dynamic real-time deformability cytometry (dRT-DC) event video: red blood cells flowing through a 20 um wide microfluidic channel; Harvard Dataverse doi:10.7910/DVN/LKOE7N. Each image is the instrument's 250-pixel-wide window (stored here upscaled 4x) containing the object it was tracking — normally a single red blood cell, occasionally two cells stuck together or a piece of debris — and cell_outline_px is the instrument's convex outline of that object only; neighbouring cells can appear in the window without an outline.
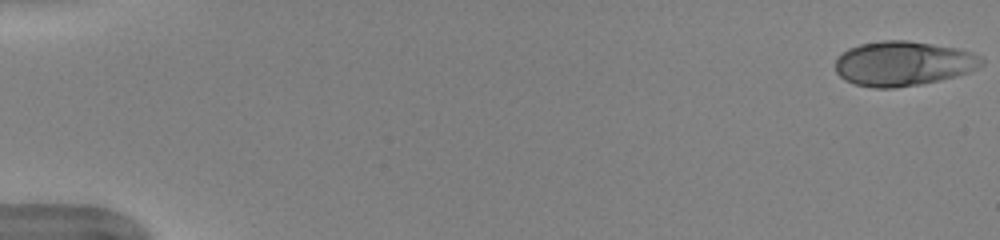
{"species": "human", "species_latin": "Homo sapiens", "temperature_condition": "warm", "stored_images_in_passage": 51, "camera_frame_rate_fps": 3000, "um_per_image_px": 0.085, "donor": {"sex": "female"}, "frame": {"image": 1, "passage_image": 1, "time_ms": 0.0, "image_size_px": [1000, 240], "cell_outline_px": [[984, 64], [968, 72], [956, 76], [920, 84], [892, 88], [872, 88], [856, 84], [844, 80], [836, 72], [836, 56], [848, 48], [860, 44], [884, 40], [908, 40], [956, 48], [972, 52], [980, 56], [984, 60]], "centroid_in_image_um": [76.75, 5.39], "position_along_channel_um": 8.3, "area_um2": 38.09}}
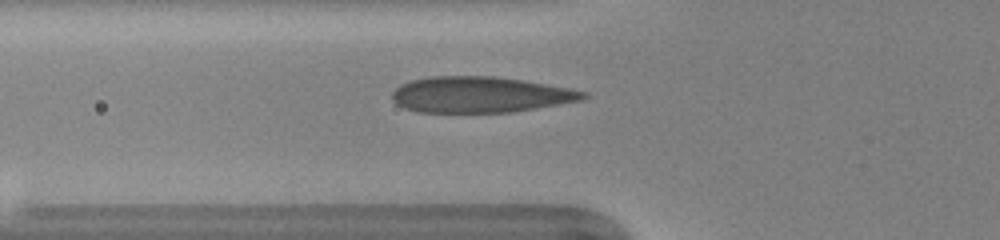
{"frame": {"image": 2, "passage_image": 19, "time_ms": 6.0, "image_size_px": [1000, 240], "cell_outline_px": [[588, 96], [580, 100], [536, 108], [512, 112], [416, 112], [404, 108], [396, 104], [392, 100], [392, 92], [400, 84], [412, 80], [432, 76], [492, 76], [520, 80], [572, 88], [588, 92]], "centroid_in_image_um": [40.79, 8.04], "position_along_channel_um": 85.0, "area_um2": 39.94}}
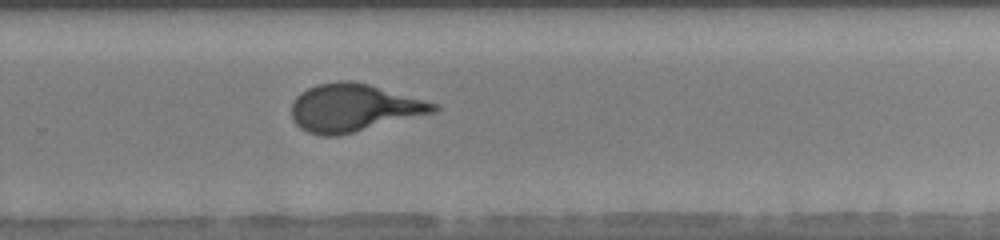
{"frame": {"image": 3, "passage_image": 35, "time_ms": 11.333, "image_size_px": [1000, 240], "cell_outline_px": [[440, 108], [436, 112], [336, 136], [320, 136], [308, 132], [300, 128], [292, 120], [292, 104], [296, 96], [300, 92], [316, 84], [340, 80], [348, 80], [368, 84], [440, 104]], "centroid_in_image_um": [30.05, 9.16], "position_along_channel_um": 299.7, "area_um2": 39.42}, "authors_computed_cell_mechanics": {"area_um2": 38.437, "velocity_mm_per_s": 4.0149, "shape_relaxation_time_tau1_ms": 5.1307, "shape_relaxation_time_tau2_ms": null, "deformation_change_tau1": 0.2298, "deformation_change_tau2": null}}